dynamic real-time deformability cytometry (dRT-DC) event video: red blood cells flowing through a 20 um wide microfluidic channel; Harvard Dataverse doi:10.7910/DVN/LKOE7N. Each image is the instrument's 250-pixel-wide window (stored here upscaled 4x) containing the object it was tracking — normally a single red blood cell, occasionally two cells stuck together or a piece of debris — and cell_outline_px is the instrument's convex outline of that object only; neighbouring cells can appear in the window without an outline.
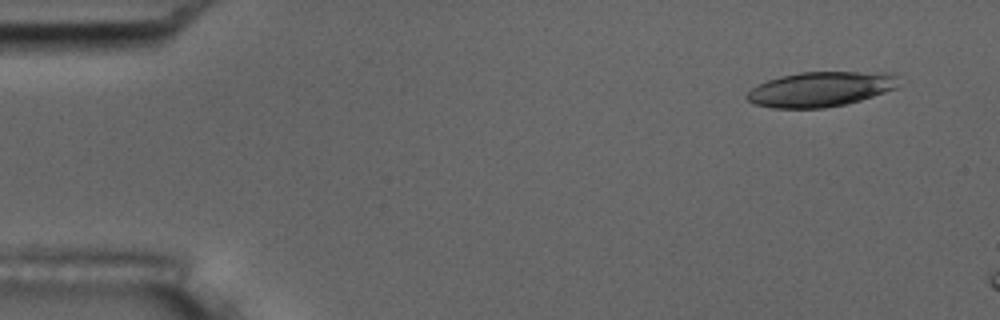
{"species": "common noctule bat (a hibernating species)", "species_latin": "Nyctalus noctula", "temperature_condition": "room temperature", "stored_images_in_passage": 4, "camera_frame_rate_fps": 3000, "um_per_image_px": 0.085, "animal": {"sex": "male", "body_mass_g": 17.5, "forearm_length_mm": 52.3}, "frame": {"image": 1, "passage_image": 1, "time_ms": 0.0, "image_size_px": [1000, 320], "cell_outline_px": [[896, 88], [860, 100], [844, 104], [824, 108], [772, 108], [756, 104], [748, 100], [744, 96], [752, 88], [768, 80], [780, 76], [800, 72], [892, 72], [896, 76]], "centroid_in_image_um": [69.72, 7.57], "position_along_channel_um": 15.3, "area_um2": 30.63}}